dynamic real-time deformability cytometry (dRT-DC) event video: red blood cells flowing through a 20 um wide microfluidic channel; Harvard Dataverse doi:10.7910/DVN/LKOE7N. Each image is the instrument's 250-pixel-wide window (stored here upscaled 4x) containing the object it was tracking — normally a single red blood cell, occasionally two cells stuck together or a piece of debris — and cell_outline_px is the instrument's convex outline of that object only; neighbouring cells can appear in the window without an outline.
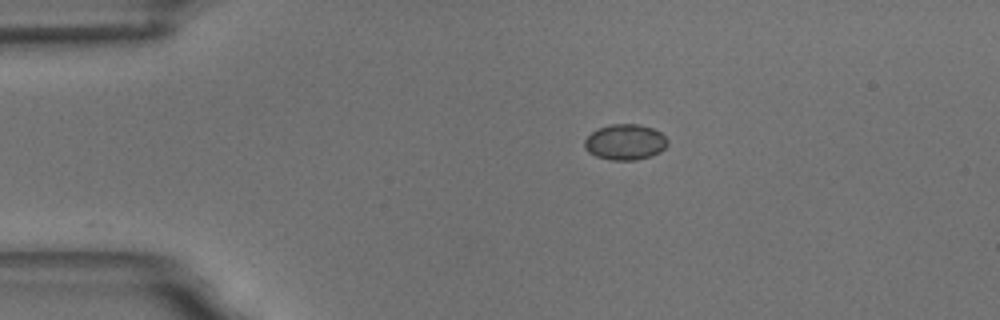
{"species": "common noctule bat (a hibernating species)", "species_latin": "Nyctalus noctula", "temperature_condition": "room temperature", "stored_images_in_passage": 34, "camera_frame_rate_fps": 3000, "um_per_image_px": 0.085, "animal": {"sex": "male", "body_mass_g": 18.8}, "frame": {"image": 1, "passage_image": 1, "time_ms": 0.0, "image_size_px": [1000, 320], "cell_outline_px": [[668, 144], [660, 152], [636, 160], [612, 160], [596, 156], [588, 152], [584, 148], [584, 140], [596, 128], [612, 124], [640, 124], [652, 128], [660, 132], [668, 140]], "centroid_in_image_um": [53.12, 12.07], "position_along_channel_um": 31.9, "area_um2": 17.28}}
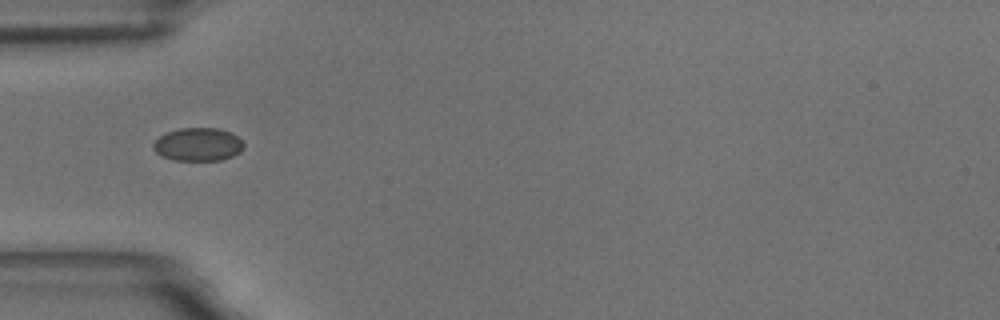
{"frame": {"image": 2, "passage_image": 8, "time_ms": 2.333, "image_size_px": [1000, 320], "cell_outline_px": [[244, 148], [240, 152], [232, 156], [220, 160], [172, 160], [160, 156], [156, 152], [152, 144], [160, 136], [168, 132], [180, 128], [220, 128], [232, 132], [244, 140]], "centroid_in_image_um": [16.87, 12.27], "position_along_channel_um": 68.1, "area_um2": 17.69}}
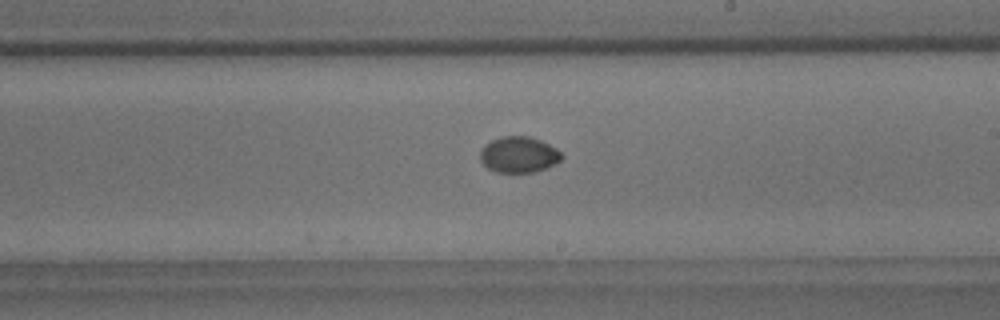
{"frame": {"image": 3, "passage_image": 23, "time_ms": 7.333, "image_size_px": [1000, 320], "cell_outline_px": [[564, 156], [556, 164], [532, 172], [496, 172], [488, 168], [480, 160], [480, 152], [484, 144], [500, 136], [528, 136], [540, 140], [556, 148]], "centroid_in_image_um": [44.08, 13.13], "position_along_channel_um": 244.9, "area_um2": 17.05}}